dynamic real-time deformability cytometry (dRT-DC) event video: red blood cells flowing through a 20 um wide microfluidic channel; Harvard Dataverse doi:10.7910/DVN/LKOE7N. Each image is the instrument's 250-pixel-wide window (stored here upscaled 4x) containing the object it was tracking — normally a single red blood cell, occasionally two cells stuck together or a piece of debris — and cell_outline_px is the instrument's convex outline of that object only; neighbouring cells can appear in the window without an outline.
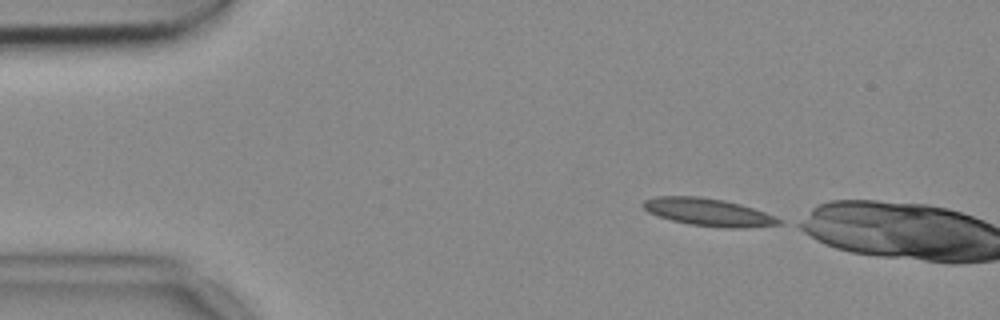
{"species": "common noctule bat (a hibernating species)", "species_latin": "Nyctalus noctula", "temperature_condition": "cold", "stored_images_in_passage": 3, "camera_frame_rate_fps": 3000, "um_per_image_px": 0.085, "animal": {"sex": "female", "body_mass_g": 18.4}, "frame": {"image": 1, "passage_image": 1, "time_ms": 0.0, "image_size_px": [1000, 320], "cell_outline_px": [[784, 224], [744, 228], [724, 228], [688, 224], [672, 220], [648, 212], [640, 204], [644, 200], [656, 196], [700, 196], [724, 200], [740, 204], [776, 216], [784, 220]], "centroid_in_image_um": [60.25, 18.04], "position_along_channel_um": 24.8, "area_um2": 21.96}}